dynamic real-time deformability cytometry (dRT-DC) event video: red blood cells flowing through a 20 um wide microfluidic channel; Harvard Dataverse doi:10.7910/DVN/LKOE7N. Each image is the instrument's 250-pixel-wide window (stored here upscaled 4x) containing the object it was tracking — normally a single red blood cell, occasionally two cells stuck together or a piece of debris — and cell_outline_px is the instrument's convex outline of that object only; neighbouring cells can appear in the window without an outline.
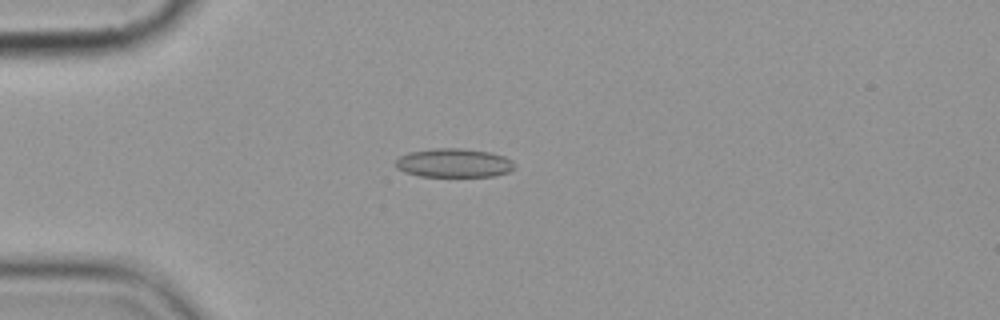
{"species": "common noctule bat (a hibernating species)", "species_latin": "Nyctalus noctula", "temperature_condition": "cold", "stored_images_in_passage": 6, "camera_frame_rate_fps": 3000, "um_per_image_px": 0.085, "animal": {"sex": "female", "body_mass_g": 19.9}, "frame": {"image": 1, "passage_image": 4, "time_ms": 4.667, "image_size_px": [1000, 320], "cell_outline_px": [[516, 168], [508, 172], [496, 176], [420, 176], [404, 172], [396, 168], [396, 160], [400, 156], [408, 152], [436, 148], [464, 148], [488, 152], [504, 156], [512, 160]], "centroid_in_image_um": [38.59, 13.85], "position_along_channel_um": 46.4, "area_um2": 20.06}}
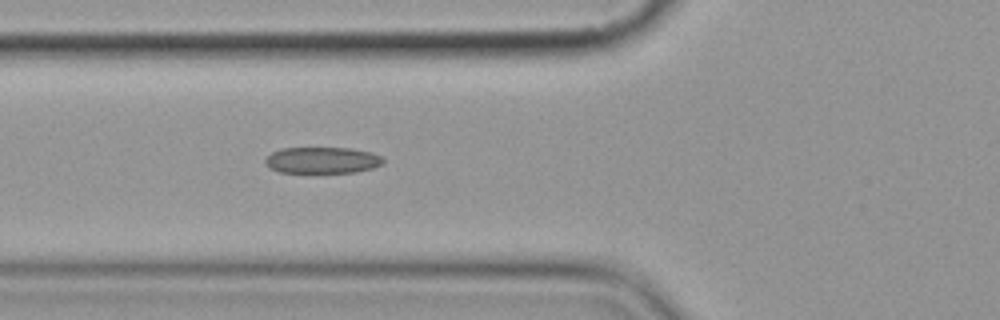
{"frame": {"image": 2, "passage_image": 6, "time_ms": 6.667, "image_size_px": [1000, 320], "cell_outline_px": [[384, 164], [372, 168], [356, 172], [280, 172], [272, 168], [264, 160], [272, 152], [280, 148], [352, 148], [372, 152], [380, 156], [384, 160]], "centroid_in_image_um": [27.44, 13.61], "position_along_channel_um": 98.4, "area_um2": 17.98}}